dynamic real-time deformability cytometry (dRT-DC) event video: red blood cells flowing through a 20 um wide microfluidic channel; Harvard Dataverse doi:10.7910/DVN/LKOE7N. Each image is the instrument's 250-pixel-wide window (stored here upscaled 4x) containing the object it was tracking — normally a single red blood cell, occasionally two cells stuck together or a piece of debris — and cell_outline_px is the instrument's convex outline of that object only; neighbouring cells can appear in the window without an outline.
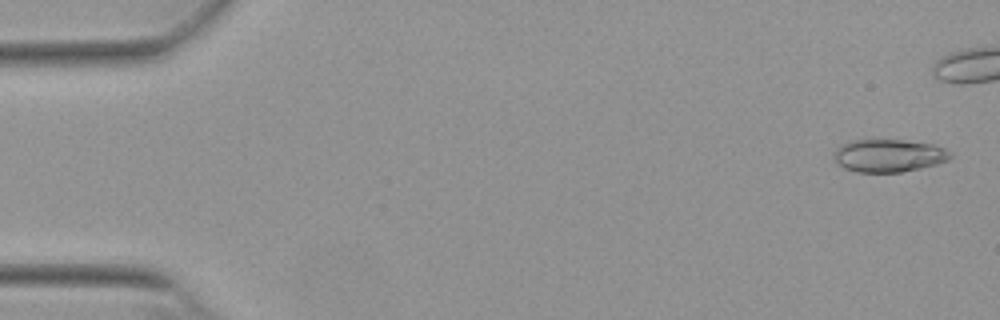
{"species": "Egyptian fruit bat (a non-hibernating species)", "species_latin": "Rousettus aegyptiacus", "temperature_condition": "warm", "stored_images_in_passage": 43, "camera_frame_rate_fps": 3000, "um_per_image_px": 0.085, "animal": {"sex": "female"}, "frame": {"image": 1, "passage_image": 2, "time_ms": 0.333, "image_size_px": [1000, 320], "cell_outline_px": [[952, 156], [948, 160], [936, 164], [920, 168], [900, 172], [856, 172], [844, 168], [832, 160], [832, 152], [836, 148], [848, 140], [864, 136], [872, 136], [932, 144], [944, 148]], "centroid_in_image_um": [75.41, 13.17], "position_along_channel_um": 9.6, "area_um2": 23.24}}
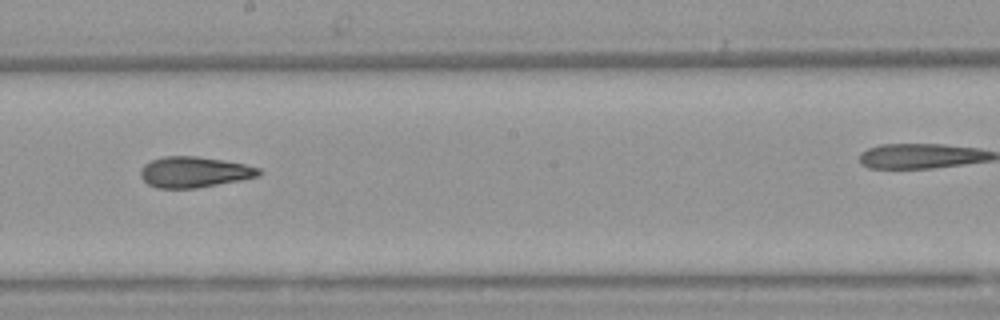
{"frame": {"image": 2, "passage_image": 30, "time_ms": 9.667, "image_size_px": [1000, 320], "cell_outline_px": [[264, 172], [260, 176], [240, 180], [196, 188], [156, 188], [148, 184], [140, 176], [140, 168], [144, 164], [152, 160], [164, 156], [196, 156], [224, 160], [244, 164], [260, 168]], "centroid_in_image_um": [16.52, 14.62], "position_along_channel_um": 231.7, "area_um2": 21.33}}
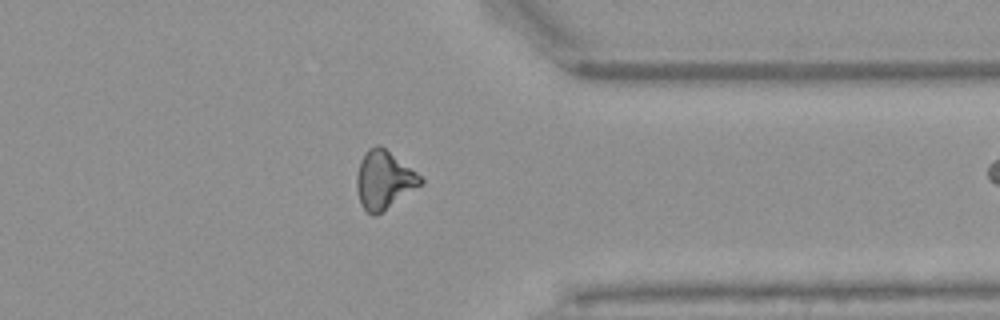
{"frame": {"image": 3, "passage_image": 42, "time_ms": 13.667, "image_size_px": [1000, 320], "cell_outline_px": [[424, 180], [420, 184], [376, 216], [372, 216], [360, 204], [356, 188], [356, 176], [360, 160], [364, 152], [368, 148], [376, 144], [380, 144], [416, 172]], "centroid_in_image_um": [32.57, 15.27], "position_along_channel_um": 378.8, "area_um2": 21.39}}